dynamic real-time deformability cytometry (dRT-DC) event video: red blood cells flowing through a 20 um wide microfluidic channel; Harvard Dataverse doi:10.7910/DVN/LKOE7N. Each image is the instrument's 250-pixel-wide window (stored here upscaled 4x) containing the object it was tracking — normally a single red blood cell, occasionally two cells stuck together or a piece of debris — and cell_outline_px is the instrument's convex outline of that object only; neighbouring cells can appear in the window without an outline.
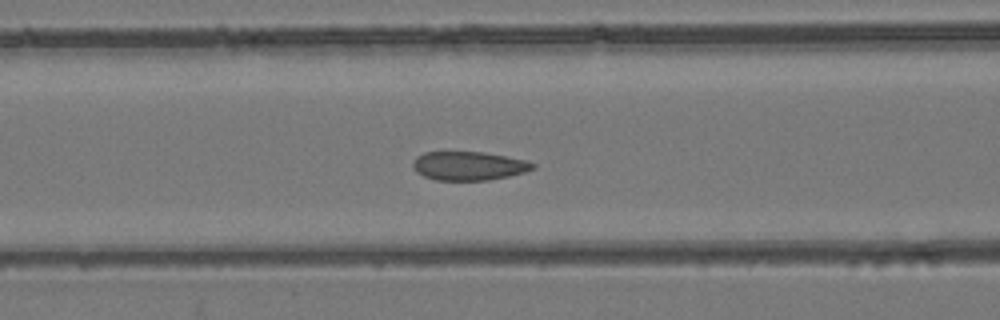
{"species": "common noctule bat (a hibernating species)", "species_latin": "Nyctalus noctula", "temperature_condition": "room temperature", "stored_images_in_passage": 51, "camera_frame_rate_fps": 3000, "um_per_image_px": 0.085, "animal": {"sex": "female", "body_mass_g": 24.6, "forearm_length_mm": 56.2}, "frame": {"image": 1, "passage_image": 21, "time_ms": 6.667, "image_size_px": [1000, 320], "cell_outline_px": [[536, 168], [524, 172], [508, 176], [488, 180], [436, 180], [424, 176], [416, 172], [412, 168], [412, 160], [416, 156], [424, 152], [484, 152], [528, 160], [536, 164]], "centroid_in_image_um": [39.83, 14.09], "position_along_channel_um": 126.8, "area_um2": 20.29}}
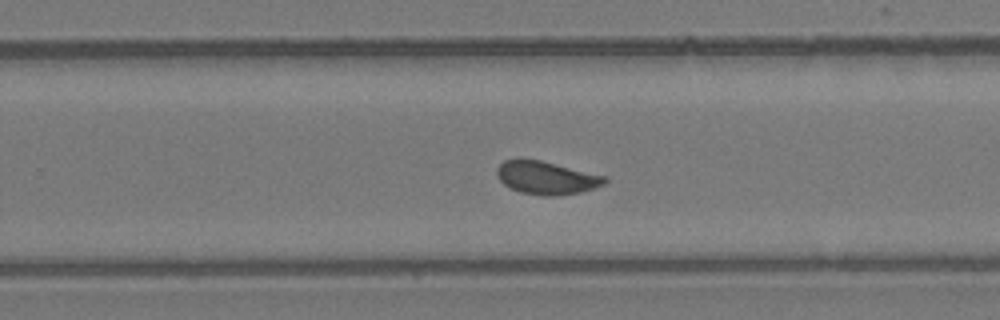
{"frame": {"image": 2, "passage_image": 33, "time_ms": 10.667, "image_size_px": [1000, 320], "cell_outline_px": [[608, 180], [604, 184], [580, 192], [556, 196], [544, 196], [520, 192], [504, 184], [496, 176], [496, 168], [504, 160], [516, 156], [520, 156], [540, 160], [604, 176]], "centroid_in_image_um": [46.35, 15.08], "position_along_channel_um": 283.4, "area_um2": 20.92}}
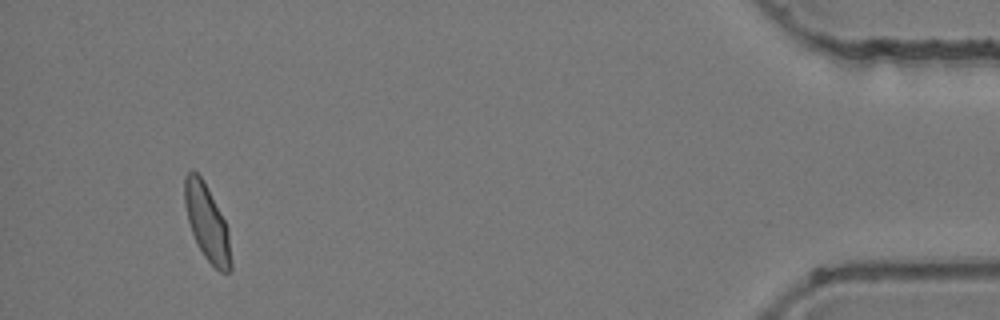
{"frame": {"image": 3, "passage_image": 49, "time_ms": 16.0, "image_size_px": [1000, 320], "cell_outline_px": [[232, 268], [228, 272], [220, 272], [204, 256], [192, 232], [188, 220], [184, 204], [184, 176], [192, 168], [204, 180], [228, 228], [232, 260]], "centroid_in_image_um": [17.6, 18.9], "position_along_channel_um": 417.6, "area_um2": 20.4}}